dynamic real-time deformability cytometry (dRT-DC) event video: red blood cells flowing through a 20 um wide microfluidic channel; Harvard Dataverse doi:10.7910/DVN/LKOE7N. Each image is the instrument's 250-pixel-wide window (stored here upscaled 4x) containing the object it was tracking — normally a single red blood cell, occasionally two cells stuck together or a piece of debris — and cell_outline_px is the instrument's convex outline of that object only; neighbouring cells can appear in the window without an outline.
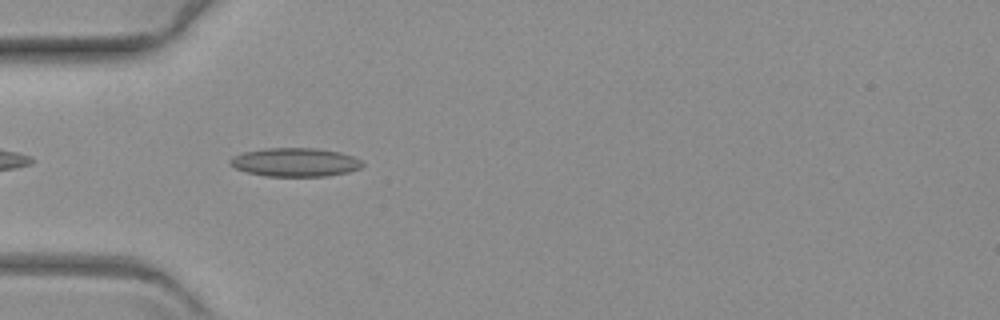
{"species": "common noctule bat (a hibernating species)", "species_latin": "Nyctalus noctula", "temperature_condition": "warm", "stored_images_in_passage": 44, "camera_frame_rate_fps": 3000, "um_per_image_px": 0.085, "animal": {"sex": "female", "body_mass_g": 19.3, "forearm_length_mm": 54.1}, "frame": {"image": 1, "passage_image": 3, "time_ms": 0.667, "image_size_px": [1000, 320], "cell_outline_px": [[364, 164], [360, 168], [348, 172], [328, 176], [264, 176], [248, 172], [236, 168], [228, 164], [228, 160], [232, 156], [244, 152], [264, 148], [316, 148], [340, 152], [352, 156], [360, 160]], "centroid_in_image_um": [25.06, 13.79], "position_along_channel_um": 59.9, "area_um2": 22.14}}
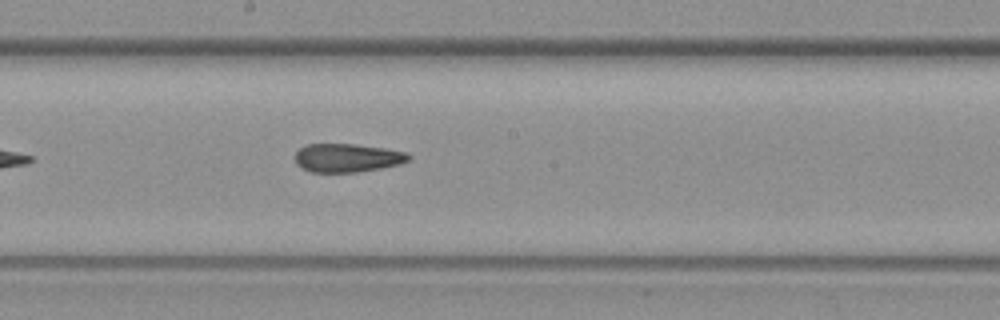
{"frame": {"image": 2, "passage_image": 17, "time_ms": 5.333, "image_size_px": [1000, 320], "cell_outline_px": [[412, 156], [408, 160], [400, 164], [380, 168], [356, 172], [312, 172], [300, 168], [296, 164], [296, 152], [304, 144], [356, 144], [384, 148], [408, 152]], "centroid_in_image_um": [29.51, 13.41], "position_along_channel_um": 218.7, "area_um2": 18.96}}
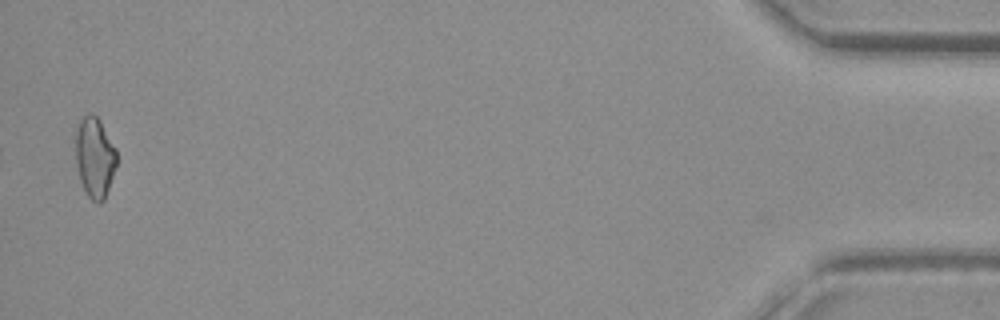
{"frame": {"image": 3, "passage_image": 43, "time_ms": 14.0, "image_size_px": [1000, 320], "cell_outline_px": [[116, 164], [104, 200], [100, 204], [92, 200], [88, 196], [80, 180], [76, 164], [72, 136], [80, 120], [88, 112], [92, 112], [100, 120], [116, 148]], "centroid_in_image_um": [8.0, 13.31], "position_along_channel_um": 427.2, "area_um2": 19.65}}